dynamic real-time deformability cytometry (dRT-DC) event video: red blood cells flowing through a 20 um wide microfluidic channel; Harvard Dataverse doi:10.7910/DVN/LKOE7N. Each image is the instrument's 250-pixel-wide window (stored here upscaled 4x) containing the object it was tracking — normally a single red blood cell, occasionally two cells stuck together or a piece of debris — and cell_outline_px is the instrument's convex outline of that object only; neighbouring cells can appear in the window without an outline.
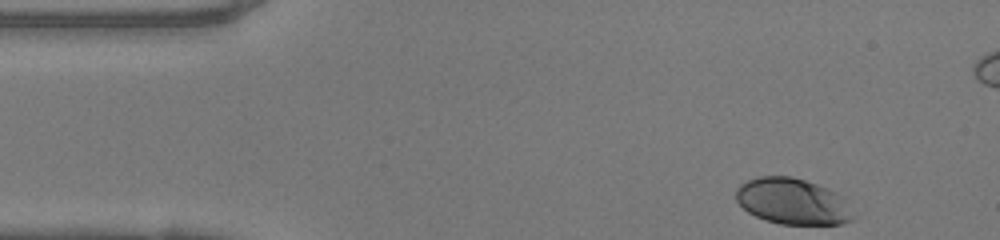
{"species": "human", "species_latin": "Homo sapiens", "temperature_condition": "warm", "stored_images_in_passage": 36, "camera_frame_rate_fps": 3000, "um_per_image_px": 0.085, "donor": {"sex": "female"}, "frame": {"image": 1, "passage_image": 1, "time_ms": 0.0, "image_size_px": [1000, 240], "cell_outline_px": [[856, 216], [852, 220], [844, 224], [780, 224], [764, 220], [748, 212], [736, 200], [736, 188], [740, 184], [748, 180], [760, 176], [792, 176], [828, 188], [844, 196]], "centroid_in_image_um": [67.41, 17.12], "position_along_channel_um": 17.6, "area_um2": 31.79}}
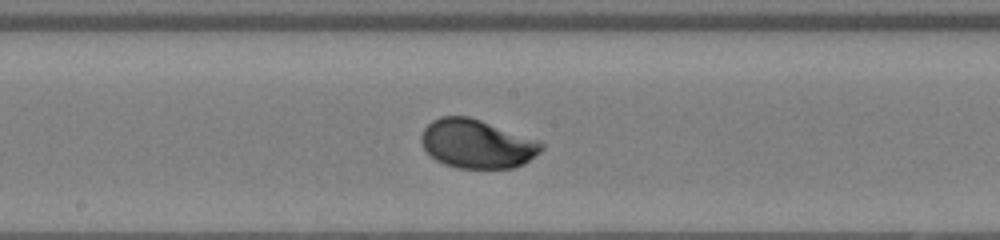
{"frame": {"image": 2, "passage_image": 21, "time_ms": 6.667, "image_size_px": [1000, 240], "cell_outline_px": [[544, 148], [540, 152], [524, 164], [516, 168], [456, 168], [444, 164], [436, 160], [420, 144], [420, 136], [424, 128], [432, 120], [440, 116], [468, 116], [540, 140], [544, 144]], "centroid_in_image_um": [40.55, 12.23], "position_along_channel_um": 207.7, "area_um2": 34.39}}
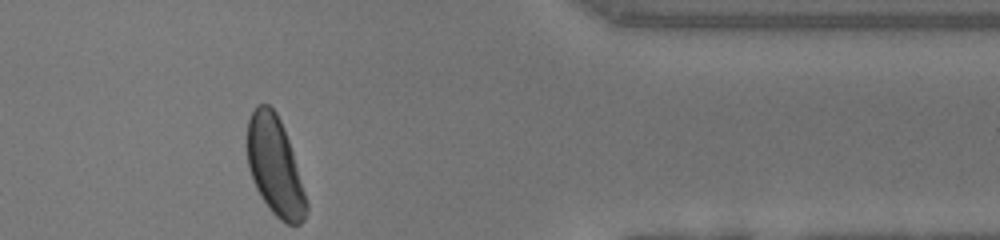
{"frame": {"image": 3, "passage_image": 36, "time_ms": 11.667, "image_size_px": [1000, 240], "cell_outline_px": [[308, 212], [304, 220], [300, 224], [288, 224], [280, 220], [268, 208], [260, 196], [252, 180], [248, 164], [248, 120], [256, 104], [268, 104], [276, 112], [284, 128], [292, 152], [308, 204]], "centroid_in_image_um": [23.37, 14.16], "position_along_channel_um": 388.0, "area_um2": 33.64}, "authors_computed_cell_mechanics": {"area_um2": 33.1772, "velocity_mm_per_s": 4.1277, "shape_relaxation_time_tau1_ms": 2.5482, "shape_relaxation_time_tau2_ms": null, "deformation_change_tau1": 0.1399, "deformation_change_tau2": null}}